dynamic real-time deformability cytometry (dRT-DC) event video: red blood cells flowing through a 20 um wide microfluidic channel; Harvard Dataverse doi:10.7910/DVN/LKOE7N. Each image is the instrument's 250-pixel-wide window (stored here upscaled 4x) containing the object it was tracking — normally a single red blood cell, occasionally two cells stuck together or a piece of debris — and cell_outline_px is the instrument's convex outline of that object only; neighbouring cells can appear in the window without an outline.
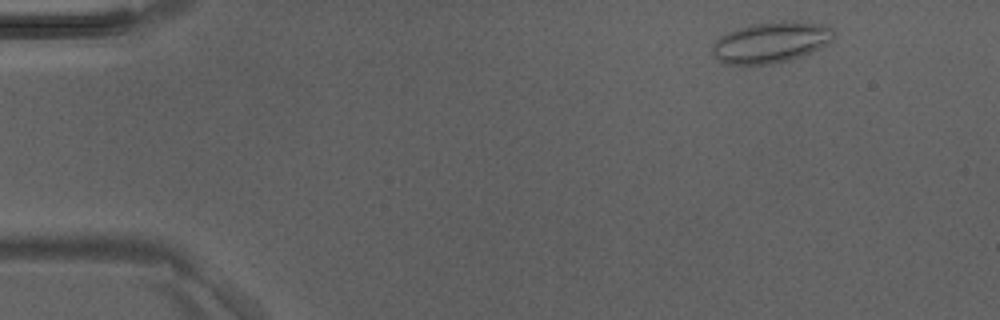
{"species": "Egyptian fruit bat (a non-hibernating species)", "species_latin": "Rousettus aegyptiacus", "temperature_condition": "room temperature", "stored_images_in_passage": 4, "camera_frame_rate_fps": 3000, "um_per_image_px": 0.085, "animal": {"sex": "male"}, "frame": {"image": 1, "passage_image": 1, "time_ms": 0.0, "image_size_px": [1000, 320], "cell_outline_px": [[836, 36], [828, 44], [812, 52], [788, 60], [772, 64], [720, 64], [712, 52], [712, 44], [720, 36], [736, 28], [752, 24], [784, 20], [792, 20], [824, 24], [832, 28], [836, 32]], "centroid_in_image_um": [65.55, 3.58], "position_along_channel_um": 19.4, "area_um2": 29.42}}